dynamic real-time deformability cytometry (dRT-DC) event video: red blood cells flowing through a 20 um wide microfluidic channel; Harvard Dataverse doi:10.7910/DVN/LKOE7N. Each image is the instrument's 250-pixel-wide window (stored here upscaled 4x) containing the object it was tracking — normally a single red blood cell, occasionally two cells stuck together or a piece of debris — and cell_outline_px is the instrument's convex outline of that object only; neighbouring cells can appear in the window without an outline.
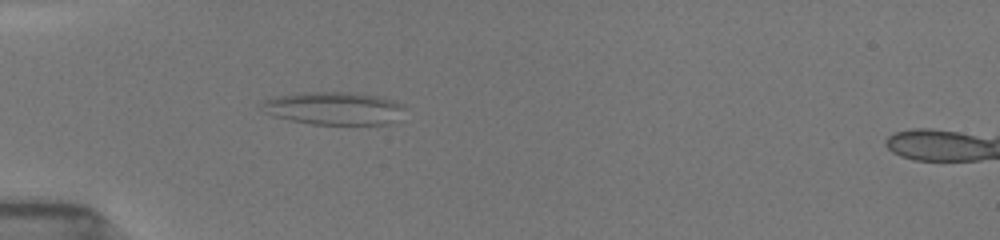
{"species": "common noctule bat (a hibernating species)", "species_latin": "Nyctalus noctula", "temperature_condition": "room temperature", "stored_images_in_passage": 13, "camera_frame_rate_fps": 3000, "um_per_image_px": 0.085, "animal": {"sex": "female", "body_mass_g": 19.5, "forearm_length_mm": 54.1}, "frame": {"image": 1, "passage_image": 1, "time_ms": 0.0, "image_size_px": [1000, 240], "cell_outline_px": [[404, 108], [388, 124], [312, 124], [292, 120], [276, 116], [264, 112], [260, 104], [264, 100], [276, 96], [300, 92], [352, 92], [380, 96], [404, 104]], "centroid_in_image_um": [28.33, 9.18], "position_along_channel_um": 56.7, "area_um2": 27.11}}
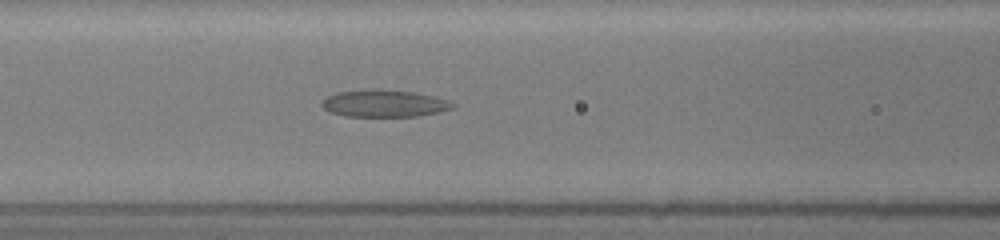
{"frame": {"image": 2, "passage_image": 5, "time_ms": 2.333, "image_size_px": [1000, 240], "cell_outline_px": [[456, 104], [452, 108], [436, 112], [416, 116], [344, 116], [328, 112], [320, 104], [328, 96], [336, 92], [372, 88], [376, 88], [416, 92], [436, 96], [448, 100]], "centroid_in_image_um": [32.64, 8.77], "position_along_channel_um": 134.0, "area_um2": 20.87}}
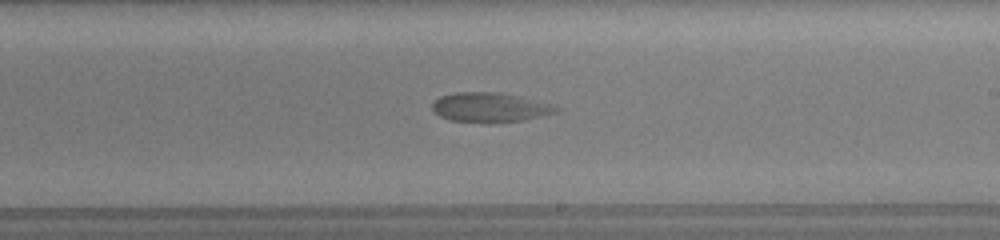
{"frame": {"image": 3, "passage_image": 12, "time_ms": 5.333, "image_size_px": [1000, 240], "cell_outline_px": [[560, 108], [556, 112], [524, 120], [492, 124], [448, 120], [440, 116], [432, 108], [432, 104], [440, 96], [456, 92], [500, 92], [548, 104]], "centroid_in_image_um": [41.58, 9.15], "position_along_channel_um": 247.4, "area_um2": 21.21}}